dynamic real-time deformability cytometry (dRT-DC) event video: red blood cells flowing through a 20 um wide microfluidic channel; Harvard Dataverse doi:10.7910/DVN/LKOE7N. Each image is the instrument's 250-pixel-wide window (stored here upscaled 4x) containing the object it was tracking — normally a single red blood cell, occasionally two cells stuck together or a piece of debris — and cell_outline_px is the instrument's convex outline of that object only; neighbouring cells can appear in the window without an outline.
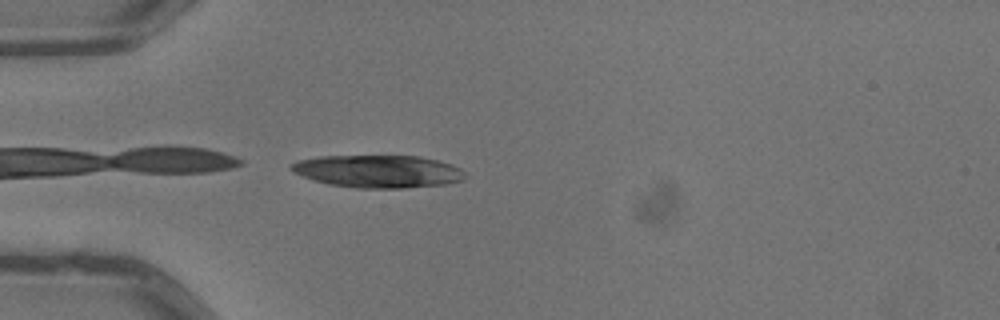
{"species": "common noctule bat (a hibernating species)", "species_latin": "Nyctalus noctula", "temperature_condition": "warm", "stored_images_in_passage": 4, "camera_frame_rate_fps": 3000, "um_per_image_px": 0.085, "animal": {"sex": "male", "body_mass_g": 13.3}, "frame": {"image": 1, "passage_image": 4, "time_ms": 1.0, "image_size_px": [1000, 320], "cell_outline_px": [[464, 180], [444, 184], [404, 188], [356, 188], [328, 184], [312, 180], [292, 172], [288, 168], [288, 164], [296, 160], [320, 156], [420, 156], [452, 164], [460, 168], [464, 172]], "centroid_in_image_um": [32.07, 14.56], "position_along_channel_um": 52.9, "area_um2": 33.29}}